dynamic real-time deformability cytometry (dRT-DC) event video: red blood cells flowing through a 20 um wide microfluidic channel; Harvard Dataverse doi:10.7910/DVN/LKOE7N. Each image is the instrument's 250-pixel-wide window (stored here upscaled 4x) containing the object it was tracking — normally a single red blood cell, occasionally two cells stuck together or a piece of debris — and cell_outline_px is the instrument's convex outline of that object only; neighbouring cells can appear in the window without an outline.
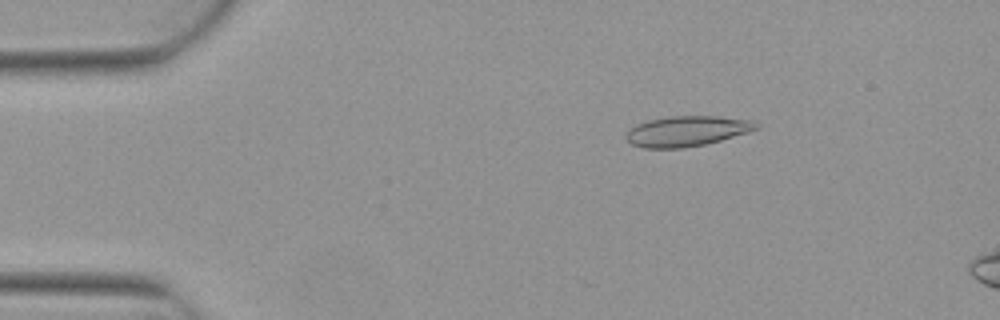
{"species": "Egyptian fruit bat (a non-hibernating species)", "species_latin": "Rousettus aegyptiacus", "temperature_condition": "warm", "stored_images_in_passage": 4, "camera_frame_rate_fps": 3000, "um_per_image_px": 0.085, "animal": {"sex": "female"}, "frame": {"image": 1, "passage_image": 2, "time_ms": 0.333, "image_size_px": [1000, 320], "cell_outline_px": [[760, 128], [748, 132], [720, 140], [704, 144], [684, 148], [644, 148], [632, 144], [628, 140], [628, 132], [636, 124], [648, 120], [672, 116], [716, 116], [756, 120], [760, 124]], "centroid_in_image_um": [58.46, 11.13], "position_along_channel_um": 26.5, "area_um2": 22.89}}